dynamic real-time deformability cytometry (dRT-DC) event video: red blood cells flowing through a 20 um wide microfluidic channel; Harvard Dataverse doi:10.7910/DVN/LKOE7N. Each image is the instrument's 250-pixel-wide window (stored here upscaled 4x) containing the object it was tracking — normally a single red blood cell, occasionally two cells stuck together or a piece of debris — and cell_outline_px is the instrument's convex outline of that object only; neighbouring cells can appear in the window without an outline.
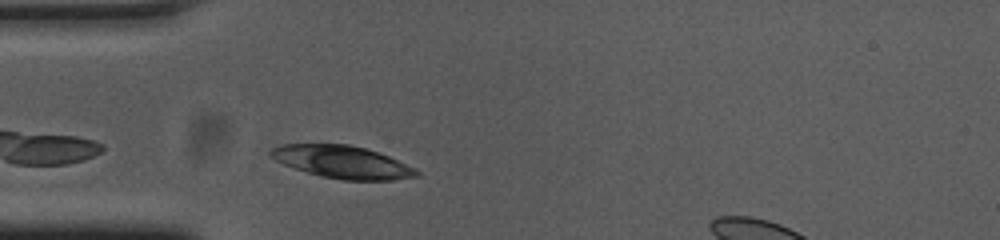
{"species": "common noctule bat (a hibernating species)", "species_latin": "Nyctalus noctula", "temperature_condition": "cold", "stored_images_in_passage": 31, "camera_frame_rate_fps": 3000, "um_per_image_px": 0.085, "animal": {"sex": "female", "body_mass_g": 23.0, "forearm_length_mm": 53.4}, "frame": {"image": 1, "passage_image": 3, "time_ms": 0.667, "image_size_px": [1000, 240], "cell_outline_px": [[420, 176], [392, 180], [344, 180], [320, 176], [284, 164], [268, 156], [268, 152], [272, 148], [280, 144], [348, 144], [364, 148], [388, 156], [416, 168], [420, 172]], "centroid_in_image_um": [29.1, 13.77], "position_along_channel_um": 55.9, "area_um2": 27.57}}
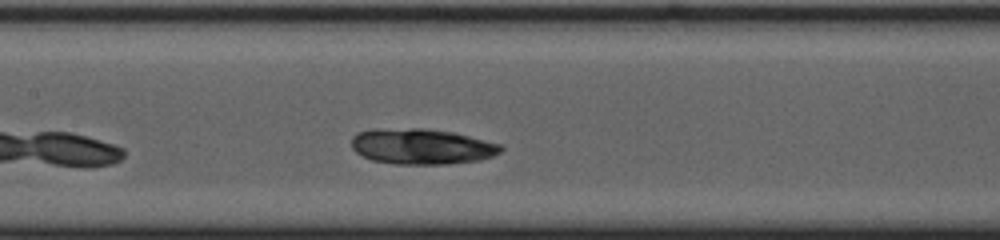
{"frame": {"image": 2, "passage_image": 13, "time_ms": 4.0, "image_size_px": [1000, 240], "cell_outline_px": [[504, 148], [500, 152], [492, 156], [480, 160], [444, 164], [396, 164], [372, 160], [360, 156], [352, 148], [352, 136], [356, 132], [372, 128], [424, 128], [452, 132], [500, 144]], "centroid_in_image_um": [35.78, 12.44], "position_along_channel_um": 171.6, "area_um2": 31.15}}
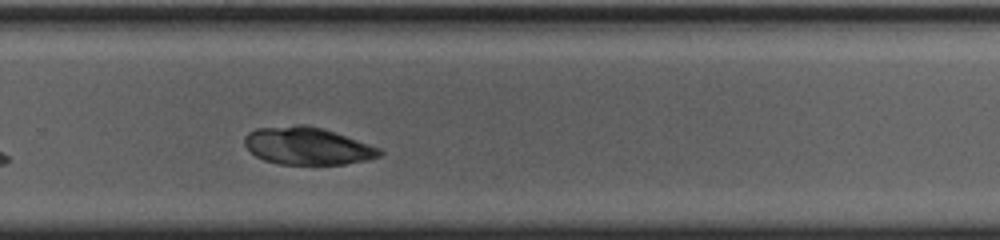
{"frame": {"image": 3, "passage_image": 24, "time_ms": 7.667, "image_size_px": [1000, 240], "cell_outline_px": [[384, 152], [380, 156], [368, 160], [344, 164], [280, 164], [264, 160], [256, 156], [244, 144], [244, 136], [248, 132], [256, 128], [296, 124], [308, 124], [380, 148]], "centroid_in_image_um": [26.09, 12.4], "position_along_channel_um": 303.7, "area_um2": 29.3}, "authors_computed_cell_mechanics": {"area_um2": 29.9404, "velocity_mm_per_s": 3.61, "shape_relaxation_time_tau1_ms": 6.3737, "shape_relaxation_time_tau2_ms": 2.663, "deformation_change_tau1": 0.1863, "deformation_change_tau2": 0.0419}}